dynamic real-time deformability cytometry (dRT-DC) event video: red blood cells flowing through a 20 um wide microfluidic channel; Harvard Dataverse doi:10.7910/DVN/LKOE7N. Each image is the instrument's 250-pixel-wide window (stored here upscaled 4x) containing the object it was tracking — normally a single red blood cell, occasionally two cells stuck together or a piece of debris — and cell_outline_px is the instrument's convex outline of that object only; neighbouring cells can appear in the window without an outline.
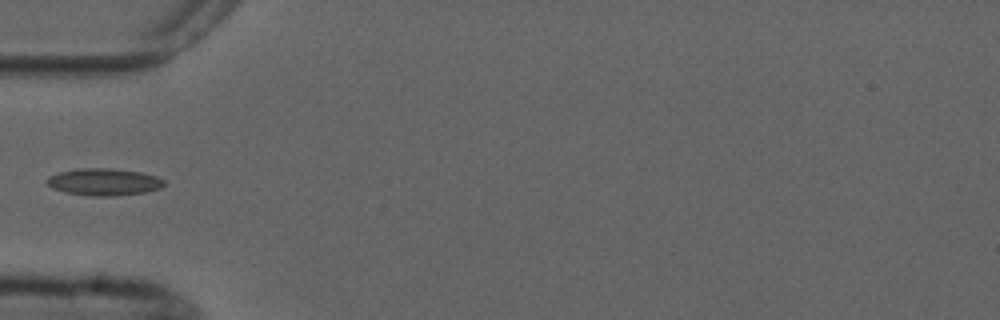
{"species": "common noctule bat (a hibernating species)", "species_latin": "Nyctalus noctula", "temperature_condition": "cold", "stored_images_in_passage": 3, "camera_frame_rate_fps": 3000, "um_per_image_px": 0.085, "animal": {"sex": "male", "forearm_length_mm": 52.5}, "frame": {"image": 1, "passage_image": 3, "time_ms": 2.333, "image_size_px": [1000, 320], "cell_outline_px": [[164, 184], [160, 188], [144, 192], [112, 196], [92, 196], [64, 192], [52, 188], [44, 180], [48, 176], [72, 168], [108, 168], [140, 172], [156, 176], [164, 180]], "centroid_in_image_um": [8.78, 15.46], "position_along_channel_um": 76.2, "area_um2": 18.5}}